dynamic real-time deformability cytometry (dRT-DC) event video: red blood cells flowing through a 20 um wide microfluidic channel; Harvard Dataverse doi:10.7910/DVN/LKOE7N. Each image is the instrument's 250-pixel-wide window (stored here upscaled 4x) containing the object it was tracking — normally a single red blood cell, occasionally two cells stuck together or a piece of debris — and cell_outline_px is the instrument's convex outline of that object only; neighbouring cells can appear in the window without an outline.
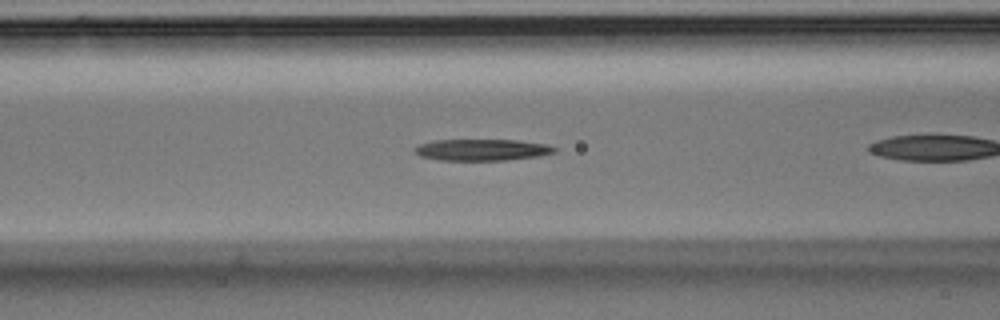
{"species": "Egyptian fruit bat (a non-hibernating species)", "species_latin": "Rousettus aegyptiacus", "temperature_condition": "room temperature", "stored_images_in_passage": 29, "camera_frame_rate_fps": 3000, "um_per_image_px": 0.085, "animal": {"sex": "male"}, "frame": {"image": 1, "passage_image": 7, "time_ms": 2.0, "image_size_px": [1000, 320], "cell_outline_px": [[560, 148], [556, 152], [540, 156], [508, 160], [440, 160], [420, 156], [412, 152], [412, 148], [420, 144], [432, 140], [516, 140], [544, 144]], "centroid_in_image_um": [40.96, 12.74], "position_along_channel_um": 125.6, "area_um2": 17.69}}
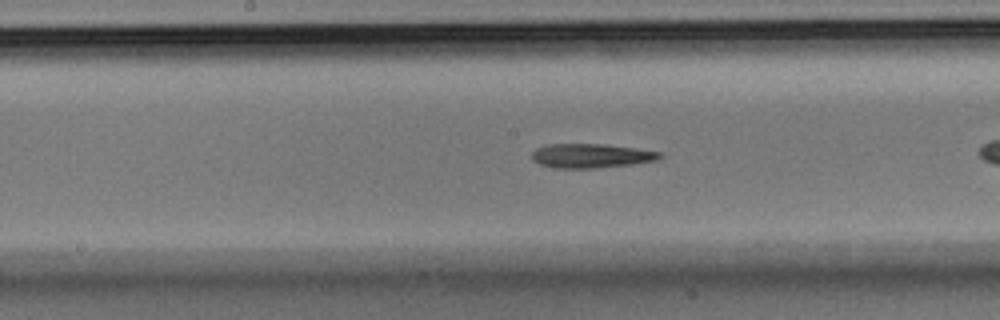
{"frame": {"image": 2, "passage_image": 13, "time_ms": 4.0, "image_size_px": [1000, 320], "cell_outline_px": [[664, 156], [656, 160], [632, 164], [596, 168], [556, 168], [540, 164], [532, 160], [532, 152], [536, 148], [548, 144], [604, 144], [636, 148], [664, 152]], "centroid_in_image_um": [50.27, 13.24], "position_along_channel_um": 197.9, "area_um2": 18.15}}
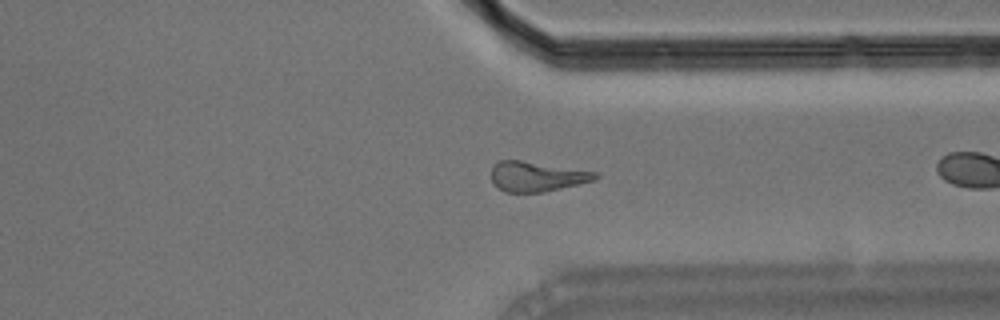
{"frame": {"image": 3, "passage_image": 27, "time_ms": 8.667, "image_size_px": [1000, 320], "cell_outline_px": [[600, 176], [596, 180], [580, 184], [544, 192], [504, 192], [492, 184], [492, 164], [496, 160], [520, 160], [600, 172]], "centroid_in_image_um": [45.64, 15.0], "position_along_channel_um": 365.8, "area_um2": 18.5}}